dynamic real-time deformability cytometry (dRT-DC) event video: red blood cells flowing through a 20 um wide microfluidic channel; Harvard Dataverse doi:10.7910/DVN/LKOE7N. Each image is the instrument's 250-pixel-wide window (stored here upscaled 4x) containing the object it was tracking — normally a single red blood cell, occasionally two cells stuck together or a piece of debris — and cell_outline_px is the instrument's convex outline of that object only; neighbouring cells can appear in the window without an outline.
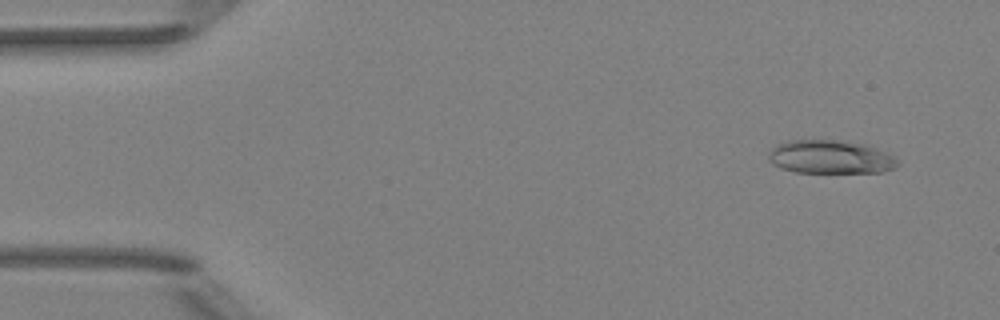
{"species": "Egyptian fruit bat (a non-hibernating species)", "species_latin": "Rousettus aegyptiacus", "temperature_condition": "room temperature", "stored_images_in_passage": 5, "camera_frame_rate_fps": 3000, "um_per_image_px": 0.085, "animal": {"sex": "female"}, "frame": {"image": 1, "passage_image": 2, "time_ms": 1.0, "image_size_px": [1000, 320], "cell_outline_px": [[900, 164], [896, 168], [880, 172], [796, 172], [780, 168], [772, 164], [768, 160], [768, 156], [772, 148], [776, 144], [788, 140], [836, 140], [868, 144], [892, 156]], "centroid_in_image_um": [70.56, 13.34], "position_along_channel_um": 14.4, "area_um2": 25.2}}
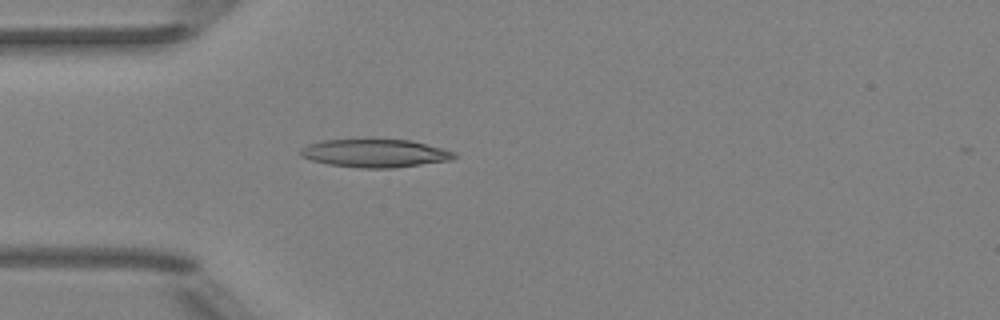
{"frame": {"image": 2, "passage_image": 5, "time_ms": 4.667, "image_size_px": [1000, 320], "cell_outline_px": [[456, 156], [452, 160], [392, 168], [360, 168], [328, 164], [312, 160], [300, 156], [300, 148], [308, 144], [324, 140], [412, 140], [456, 152]], "centroid_in_image_um": [31.88, 13.03], "position_along_channel_um": 53.1, "area_um2": 25.03}}